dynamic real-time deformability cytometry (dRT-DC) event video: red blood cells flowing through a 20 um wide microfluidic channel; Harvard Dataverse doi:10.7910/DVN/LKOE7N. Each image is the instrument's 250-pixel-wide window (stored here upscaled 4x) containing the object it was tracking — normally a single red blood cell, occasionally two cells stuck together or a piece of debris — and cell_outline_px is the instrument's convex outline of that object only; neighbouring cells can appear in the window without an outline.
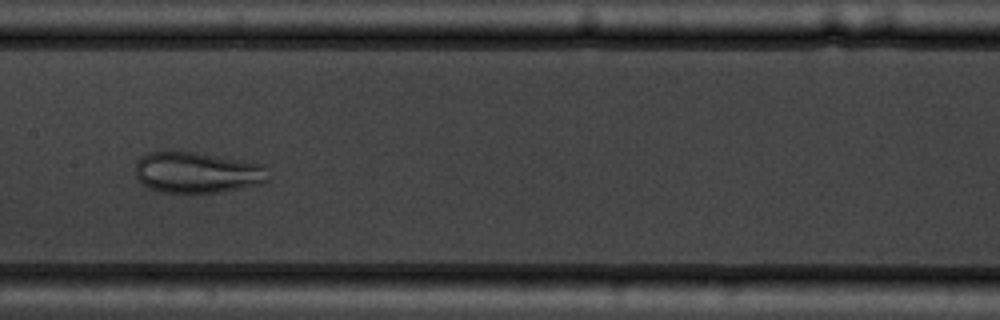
{"species": "common noctule bat (a hibernating species)", "species_latin": "Nyctalus noctula", "temperature_condition": "warm", "stored_images_in_passage": 9, "camera_frame_rate_fps": 3000, "um_per_image_px": 0.085, "animal": {"sex": "male", "body_mass_g": 19.5, "forearm_length_mm": 54.6}, "frame": {"image": 1, "passage_image": 8, "time_ms": 7.667, "image_size_px": [1000, 320], "cell_outline_px": [[268, 180], [260, 184], [220, 192], [160, 192], [144, 184], [136, 176], [136, 160], [140, 156], [148, 152], [196, 152], [264, 164]], "centroid_in_image_um": [16.75, 14.65], "position_along_channel_um": 190.6, "area_um2": 31.44}}